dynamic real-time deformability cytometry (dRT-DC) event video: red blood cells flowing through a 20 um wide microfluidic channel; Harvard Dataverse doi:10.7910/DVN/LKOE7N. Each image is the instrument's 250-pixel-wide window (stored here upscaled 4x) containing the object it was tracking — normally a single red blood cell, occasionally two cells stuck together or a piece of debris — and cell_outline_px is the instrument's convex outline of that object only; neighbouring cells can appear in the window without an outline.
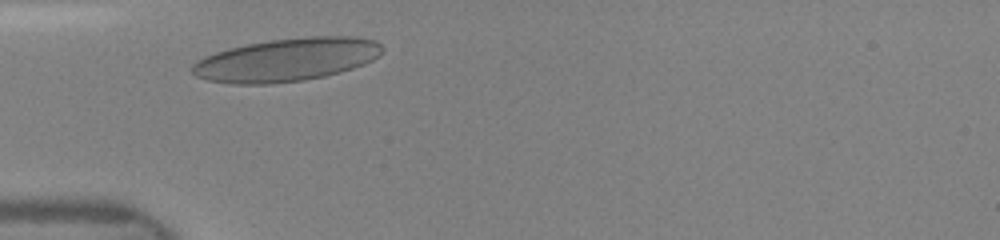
{"species": "human", "species_latin": "Homo sapiens", "temperature_condition": "room temperature", "stored_images_in_passage": 4, "camera_frame_rate_fps": 3000, "um_per_image_px": 0.085, "donor": {"sex": "female"}, "frame": {"image": 1, "passage_image": 2, "time_ms": 0.667, "image_size_px": [1000, 240], "cell_outline_px": [[384, 48], [372, 60], [364, 64], [340, 72], [324, 76], [304, 80], [268, 84], [232, 84], [208, 80], [196, 76], [192, 72], [192, 64], [196, 60], [204, 56], [216, 52], [248, 44], [272, 40], [308, 36], [356, 36], [376, 40]], "centroid_in_image_um": [24.36, 5.08], "position_along_channel_um": 60.6, "area_um2": 47.57}}
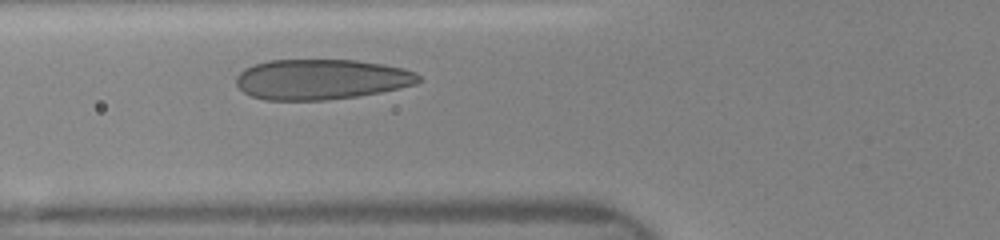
{"frame": {"image": 2, "passage_image": 4, "time_ms": 1.667, "image_size_px": [1000, 240], "cell_outline_px": [[420, 80], [416, 84], [400, 88], [380, 92], [356, 96], [324, 100], [264, 100], [252, 96], [244, 92], [236, 84], [236, 76], [244, 68], [252, 64], [268, 60], [356, 60], [404, 68], [416, 72], [420, 76]], "centroid_in_image_um": [27.28, 6.74], "position_along_channel_um": 98.5, "area_um2": 42.95}}